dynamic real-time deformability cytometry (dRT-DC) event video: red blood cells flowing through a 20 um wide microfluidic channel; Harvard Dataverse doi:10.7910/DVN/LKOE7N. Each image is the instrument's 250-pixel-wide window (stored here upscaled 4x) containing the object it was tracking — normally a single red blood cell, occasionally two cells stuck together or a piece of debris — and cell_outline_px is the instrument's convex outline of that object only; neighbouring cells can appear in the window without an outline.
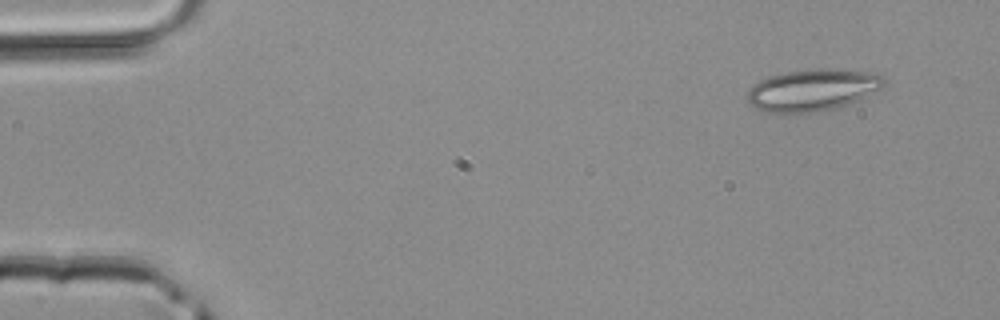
{"species": "common noctule bat (a hibernating species)", "species_latin": "Nyctalus noctula", "temperature_condition": "room temperature", "stored_images_in_passage": 3, "camera_frame_rate_fps": 3000, "um_per_image_px": 0.085, "animal": {"sex": "male", "body_mass_g": 20.4}, "frame": {"image": 1, "passage_image": 1, "time_ms": 0.0, "image_size_px": [1000, 320], "cell_outline_px": [[888, 80], [868, 100], [836, 108], [816, 112], [788, 116], [768, 112], [756, 108], [748, 104], [748, 88], [752, 84], [768, 76], [788, 72], [824, 68], [832, 68], [876, 72]], "centroid_in_image_um": [69.13, 7.69], "position_along_channel_um": 15.9, "area_um2": 34.74}}